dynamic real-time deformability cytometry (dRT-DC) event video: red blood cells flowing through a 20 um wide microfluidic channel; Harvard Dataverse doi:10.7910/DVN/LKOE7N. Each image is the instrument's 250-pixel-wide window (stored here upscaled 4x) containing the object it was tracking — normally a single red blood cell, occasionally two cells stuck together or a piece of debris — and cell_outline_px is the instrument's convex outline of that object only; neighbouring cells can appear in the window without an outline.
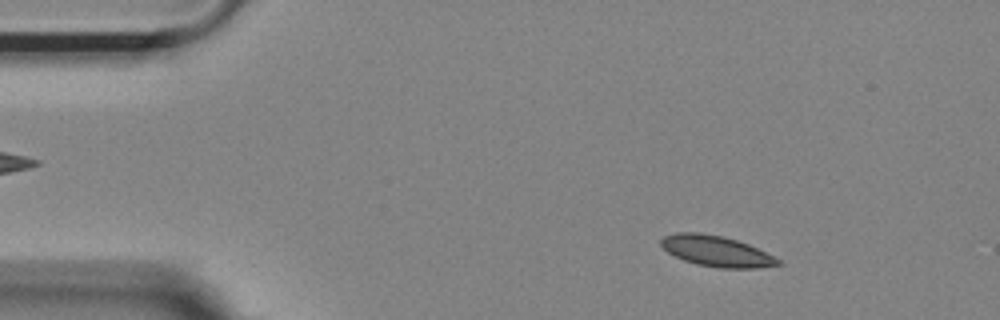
{"species": "Egyptian fruit bat (a non-hibernating species)", "species_latin": "Rousettus aegyptiacus", "temperature_condition": "room temperature", "stored_images_in_passage": 53, "camera_frame_rate_fps": 3000, "um_per_image_px": 0.085, "animal": {"sex": "female"}, "frame": {"image": 1, "passage_image": 7, "time_ms": 2.0, "image_size_px": [1000, 320], "cell_outline_px": [[784, 264], [760, 268], [720, 268], [696, 264], [684, 260], [668, 252], [660, 244], [660, 240], [664, 236], [676, 232], [700, 232], [724, 236], [748, 244], [780, 260]], "centroid_in_image_um": [60.88, 21.34], "position_along_channel_um": 24.1, "area_um2": 20.92}}
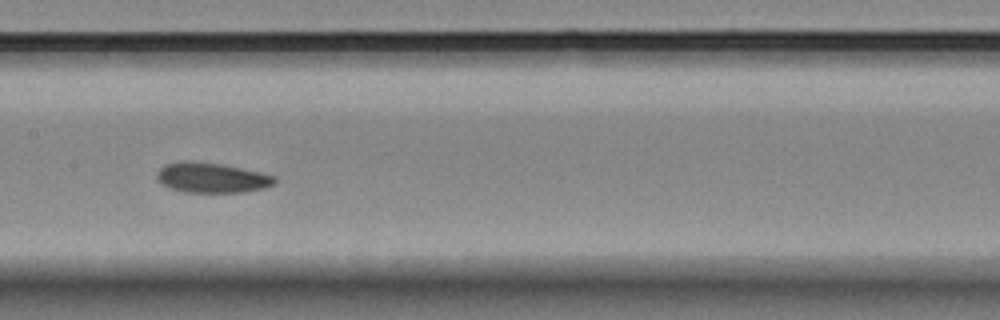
{"frame": {"image": 2, "passage_image": 26, "time_ms": 8.333, "image_size_px": [1000, 320], "cell_outline_px": [[276, 184], [264, 188], [244, 192], [184, 192], [168, 188], [160, 184], [156, 180], [156, 172], [164, 164], [180, 160], [192, 160], [220, 164], [260, 172], [276, 176]], "centroid_in_image_um": [17.94, 15.1], "position_along_channel_um": 189.5, "area_um2": 21.04}}
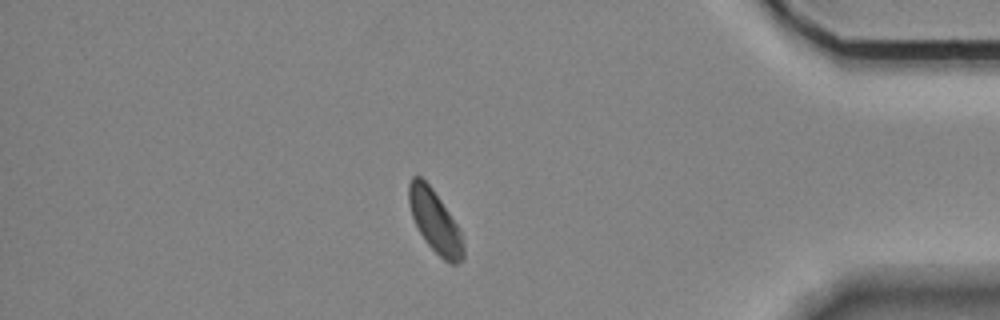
{"frame": {"image": 3, "passage_image": 46, "time_ms": 15.0, "image_size_px": [1000, 320], "cell_outline_px": [[464, 260], [456, 264], [448, 264], [424, 240], [412, 216], [408, 200], [408, 184], [412, 176], [420, 176], [432, 188], [456, 224], [460, 232], [464, 248]], "centroid_in_image_um": [36.96, 18.84], "position_along_channel_um": 398.2, "area_um2": 19.48}}